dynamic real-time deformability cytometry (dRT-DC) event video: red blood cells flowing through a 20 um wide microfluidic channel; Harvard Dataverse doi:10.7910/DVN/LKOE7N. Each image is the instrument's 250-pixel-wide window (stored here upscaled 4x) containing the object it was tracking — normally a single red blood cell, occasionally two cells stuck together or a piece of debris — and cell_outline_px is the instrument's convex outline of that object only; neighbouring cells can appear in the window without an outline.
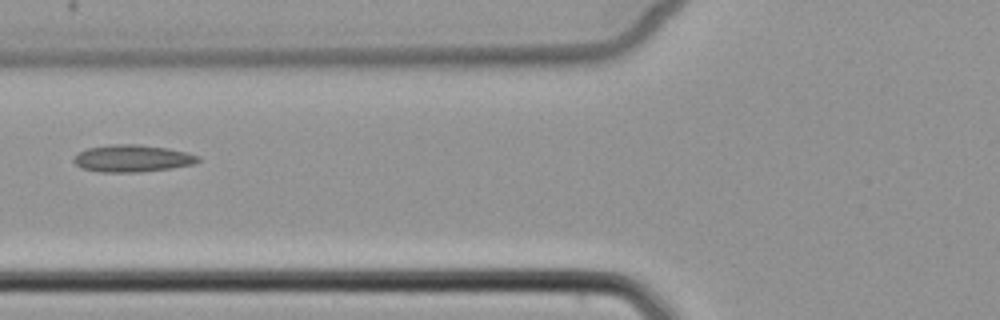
{"species": "common noctule bat (a hibernating species)", "species_latin": "Nyctalus noctula", "temperature_condition": "cold", "stored_images_in_passage": 6, "camera_frame_rate_fps": 3000, "um_per_image_px": 0.085, "animal": {"sex": "female", "body_mass_g": 22.7, "forearm_length_mm": 54.2}, "frame": {"image": 1, "passage_image": 6, "time_ms": 6.667, "image_size_px": [1000, 320], "cell_outline_px": [[200, 160], [196, 164], [172, 168], [140, 172], [100, 172], [80, 168], [72, 160], [80, 152], [88, 148], [112, 144], [140, 144], [168, 148], [188, 152], [200, 156]], "centroid_in_image_um": [11.29, 13.46], "position_along_channel_um": 114.5, "area_um2": 19.83}}